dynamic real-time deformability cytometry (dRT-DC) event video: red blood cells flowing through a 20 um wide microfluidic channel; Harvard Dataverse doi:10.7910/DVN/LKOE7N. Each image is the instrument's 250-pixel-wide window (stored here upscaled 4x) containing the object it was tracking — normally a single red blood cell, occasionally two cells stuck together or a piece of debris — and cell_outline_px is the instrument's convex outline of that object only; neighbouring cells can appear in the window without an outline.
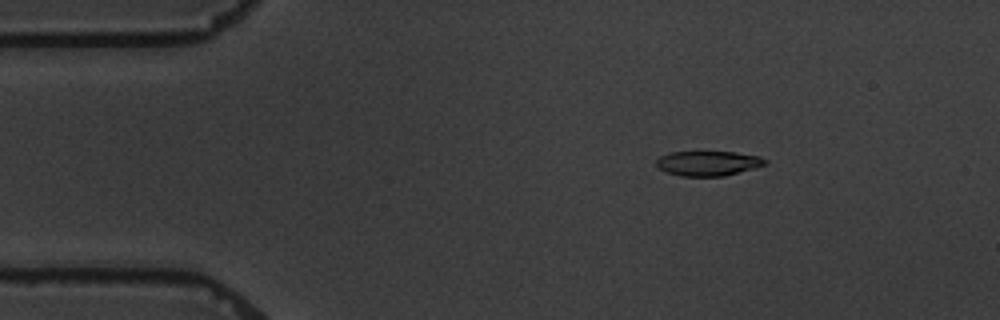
{"species": "common noctule bat (a hibernating species)", "species_latin": "Nyctalus noctula", "temperature_condition": "warm", "stored_images_in_passage": 5, "camera_frame_rate_fps": 3000, "um_per_image_px": 0.085, "animal": {"sex": "male", "body_mass_g": 19.5, "forearm_length_mm": 54.6}, "frame": {"image": 1, "passage_image": 3, "time_ms": 2.333, "image_size_px": [1000, 320], "cell_outline_px": [[768, 164], [724, 176], [680, 176], [668, 172], [660, 168], [656, 164], [656, 160], [660, 156], [672, 152], [736, 152], [760, 156], [768, 160]], "centroid_in_image_um": [60.23, 13.87], "position_along_channel_um": 24.8, "area_um2": 15.66}}